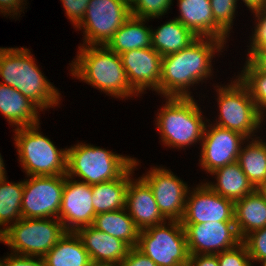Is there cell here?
I'll return each instance as SVG.
<instances>
[{"label":"cell","instance_id":"obj_28","mask_svg":"<svg viewBox=\"0 0 266 266\" xmlns=\"http://www.w3.org/2000/svg\"><path fill=\"white\" fill-rule=\"evenodd\" d=\"M92 226L124 241L130 248L137 246L140 230L125 208L97 214Z\"/></svg>","mask_w":266,"mask_h":266},{"label":"cell","instance_id":"obj_7","mask_svg":"<svg viewBox=\"0 0 266 266\" xmlns=\"http://www.w3.org/2000/svg\"><path fill=\"white\" fill-rule=\"evenodd\" d=\"M66 232L58 218H21L0 235V242L11 253L43 258Z\"/></svg>","mask_w":266,"mask_h":266},{"label":"cell","instance_id":"obj_5","mask_svg":"<svg viewBox=\"0 0 266 266\" xmlns=\"http://www.w3.org/2000/svg\"><path fill=\"white\" fill-rule=\"evenodd\" d=\"M133 162L129 156L78 143L67 148L66 176H78L89 185L99 184L119 178Z\"/></svg>","mask_w":266,"mask_h":266},{"label":"cell","instance_id":"obj_24","mask_svg":"<svg viewBox=\"0 0 266 266\" xmlns=\"http://www.w3.org/2000/svg\"><path fill=\"white\" fill-rule=\"evenodd\" d=\"M210 174L216 176L217 182L215 184L206 182L205 184L215 193L233 202L256 190L238 162L223 166Z\"/></svg>","mask_w":266,"mask_h":266},{"label":"cell","instance_id":"obj_40","mask_svg":"<svg viewBox=\"0 0 266 266\" xmlns=\"http://www.w3.org/2000/svg\"><path fill=\"white\" fill-rule=\"evenodd\" d=\"M188 266H219L216 254L190 255Z\"/></svg>","mask_w":266,"mask_h":266},{"label":"cell","instance_id":"obj_4","mask_svg":"<svg viewBox=\"0 0 266 266\" xmlns=\"http://www.w3.org/2000/svg\"><path fill=\"white\" fill-rule=\"evenodd\" d=\"M158 112L156 127L164 145L183 148L202 141L206 126L199 105L193 97H167Z\"/></svg>","mask_w":266,"mask_h":266},{"label":"cell","instance_id":"obj_26","mask_svg":"<svg viewBox=\"0 0 266 266\" xmlns=\"http://www.w3.org/2000/svg\"><path fill=\"white\" fill-rule=\"evenodd\" d=\"M148 19L131 16L108 41L106 46L117 54L151 47V28L145 26Z\"/></svg>","mask_w":266,"mask_h":266},{"label":"cell","instance_id":"obj_19","mask_svg":"<svg viewBox=\"0 0 266 266\" xmlns=\"http://www.w3.org/2000/svg\"><path fill=\"white\" fill-rule=\"evenodd\" d=\"M75 233L94 264L117 266L130 250L124 241L100 231L92 225L81 227Z\"/></svg>","mask_w":266,"mask_h":266},{"label":"cell","instance_id":"obj_2","mask_svg":"<svg viewBox=\"0 0 266 266\" xmlns=\"http://www.w3.org/2000/svg\"><path fill=\"white\" fill-rule=\"evenodd\" d=\"M78 49L76 60L70 64L72 76L115 98L139 95L128 82L119 54L106 45H82Z\"/></svg>","mask_w":266,"mask_h":266},{"label":"cell","instance_id":"obj_31","mask_svg":"<svg viewBox=\"0 0 266 266\" xmlns=\"http://www.w3.org/2000/svg\"><path fill=\"white\" fill-rule=\"evenodd\" d=\"M238 78L248 88L257 109L264 114L266 112V72L259 70L247 59Z\"/></svg>","mask_w":266,"mask_h":266},{"label":"cell","instance_id":"obj_18","mask_svg":"<svg viewBox=\"0 0 266 266\" xmlns=\"http://www.w3.org/2000/svg\"><path fill=\"white\" fill-rule=\"evenodd\" d=\"M129 181L126 191L125 209L141 231L166 222L159 211L150 186L141 178Z\"/></svg>","mask_w":266,"mask_h":266},{"label":"cell","instance_id":"obj_37","mask_svg":"<svg viewBox=\"0 0 266 266\" xmlns=\"http://www.w3.org/2000/svg\"><path fill=\"white\" fill-rule=\"evenodd\" d=\"M61 2L66 10V15L76 28L84 18L90 0H61Z\"/></svg>","mask_w":266,"mask_h":266},{"label":"cell","instance_id":"obj_32","mask_svg":"<svg viewBox=\"0 0 266 266\" xmlns=\"http://www.w3.org/2000/svg\"><path fill=\"white\" fill-rule=\"evenodd\" d=\"M215 23L229 36L237 0H210Z\"/></svg>","mask_w":266,"mask_h":266},{"label":"cell","instance_id":"obj_34","mask_svg":"<svg viewBox=\"0 0 266 266\" xmlns=\"http://www.w3.org/2000/svg\"><path fill=\"white\" fill-rule=\"evenodd\" d=\"M242 242L247 248L252 263L266 261V226L249 233Z\"/></svg>","mask_w":266,"mask_h":266},{"label":"cell","instance_id":"obj_3","mask_svg":"<svg viewBox=\"0 0 266 266\" xmlns=\"http://www.w3.org/2000/svg\"><path fill=\"white\" fill-rule=\"evenodd\" d=\"M0 76V83L17 89L40 111L60 103L61 94L42 74L27 48H0Z\"/></svg>","mask_w":266,"mask_h":266},{"label":"cell","instance_id":"obj_46","mask_svg":"<svg viewBox=\"0 0 266 266\" xmlns=\"http://www.w3.org/2000/svg\"><path fill=\"white\" fill-rule=\"evenodd\" d=\"M89 266H113V265L91 263Z\"/></svg>","mask_w":266,"mask_h":266},{"label":"cell","instance_id":"obj_49","mask_svg":"<svg viewBox=\"0 0 266 266\" xmlns=\"http://www.w3.org/2000/svg\"><path fill=\"white\" fill-rule=\"evenodd\" d=\"M261 263V266H266V261H262Z\"/></svg>","mask_w":266,"mask_h":266},{"label":"cell","instance_id":"obj_11","mask_svg":"<svg viewBox=\"0 0 266 266\" xmlns=\"http://www.w3.org/2000/svg\"><path fill=\"white\" fill-rule=\"evenodd\" d=\"M27 177L22 194V218H58L65 175Z\"/></svg>","mask_w":266,"mask_h":266},{"label":"cell","instance_id":"obj_47","mask_svg":"<svg viewBox=\"0 0 266 266\" xmlns=\"http://www.w3.org/2000/svg\"><path fill=\"white\" fill-rule=\"evenodd\" d=\"M261 191L266 195V185L261 188Z\"/></svg>","mask_w":266,"mask_h":266},{"label":"cell","instance_id":"obj_14","mask_svg":"<svg viewBox=\"0 0 266 266\" xmlns=\"http://www.w3.org/2000/svg\"><path fill=\"white\" fill-rule=\"evenodd\" d=\"M187 193L181 224L234 222V202L212 191L205 183ZM189 195V196H188Z\"/></svg>","mask_w":266,"mask_h":266},{"label":"cell","instance_id":"obj_23","mask_svg":"<svg viewBox=\"0 0 266 266\" xmlns=\"http://www.w3.org/2000/svg\"><path fill=\"white\" fill-rule=\"evenodd\" d=\"M234 222L243 239L249 233L266 226V195L261 189L234 202Z\"/></svg>","mask_w":266,"mask_h":266},{"label":"cell","instance_id":"obj_48","mask_svg":"<svg viewBox=\"0 0 266 266\" xmlns=\"http://www.w3.org/2000/svg\"><path fill=\"white\" fill-rule=\"evenodd\" d=\"M3 264H4V258L2 260L0 259V266H3Z\"/></svg>","mask_w":266,"mask_h":266},{"label":"cell","instance_id":"obj_27","mask_svg":"<svg viewBox=\"0 0 266 266\" xmlns=\"http://www.w3.org/2000/svg\"><path fill=\"white\" fill-rule=\"evenodd\" d=\"M43 258L46 266H89L92 263L75 232H66Z\"/></svg>","mask_w":266,"mask_h":266},{"label":"cell","instance_id":"obj_22","mask_svg":"<svg viewBox=\"0 0 266 266\" xmlns=\"http://www.w3.org/2000/svg\"><path fill=\"white\" fill-rule=\"evenodd\" d=\"M139 161L134 159L133 164L117 179L91 185L92 203L96 214L116 211L125 208L126 191L132 179L134 169Z\"/></svg>","mask_w":266,"mask_h":266},{"label":"cell","instance_id":"obj_39","mask_svg":"<svg viewBox=\"0 0 266 266\" xmlns=\"http://www.w3.org/2000/svg\"><path fill=\"white\" fill-rule=\"evenodd\" d=\"M3 266H46V264L42 257L39 258L11 253L8 257L4 258Z\"/></svg>","mask_w":266,"mask_h":266},{"label":"cell","instance_id":"obj_1","mask_svg":"<svg viewBox=\"0 0 266 266\" xmlns=\"http://www.w3.org/2000/svg\"><path fill=\"white\" fill-rule=\"evenodd\" d=\"M224 44L220 39L198 37L179 52L163 56L159 93L165 98L192 97L189 87L211 76L212 58Z\"/></svg>","mask_w":266,"mask_h":266},{"label":"cell","instance_id":"obj_29","mask_svg":"<svg viewBox=\"0 0 266 266\" xmlns=\"http://www.w3.org/2000/svg\"><path fill=\"white\" fill-rule=\"evenodd\" d=\"M258 138L247 139L249 144L241 147L237 162L252 185L261 189L266 185V142Z\"/></svg>","mask_w":266,"mask_h":266},{"label":"cell","instance_id":"obj_17","mask_svg":"<svg viewBox=\"0 0 266 266\" xmlns=\"http://www.w3.org/2000/svg\"><path fill=\"white\" fill-rule=\"evenodd\" d=\"M130 86L142 93L149 88L159 94L162 56L154 48H142L120 54Z\"/></svg>","mask_w":266,"mask_h":266},{"label":"cell","instance_id":"obj_16","mask_svg":"<svg viewBox=\"0 0 266 266\" xmlns=\"http://www.w3.org/2000/svg\"><path fill=\"white\" fill-rule=\"evenodd\" d=\"M65 175L58 219L67 232L93 224L97 215L92 203V188L86 182Z\"/></svg>","mask_w":266,"mask_h":266},{"label":"cell","instance_id":"obj_12","mask_svg":"<svg viewBox=\"0 0 266 266\" xmlns=\"http://www.w3.org/2000/svg\"><path fill=\"white\" fill-rule=\"evenodd\" d=\"M246 139V136L237 131L216 126L215 123L213 126L206 124L202 142H199L202 144L199 160L201 167L210 174L237 162L241 145H244Z\"/></svg>","mask_w":266,"mask_h":266},{"label":"cell","instance_id":"obj_20","mask_svg":"<svg viewBox=\"0 0 266 266\" xmlns=\"http://www.w3.org/2000/svg\"><path fill=\"white\" fill-rule=\"evenodd\" d=\"M180 16L176 19L197 37L222 40L229 36L215 23L210 0H178Z\"/></svg>","mask_w":266,"mask_h":266},{"label":"cell","instance_id":"obj_35","mask_svg":"<svg viewBox=\"0 0 266 266\" xmlns=\"http://www.w3.org/2000/svg\"><path fill=\"white\" fill-rule=\"evenodd\" d=\"M219 266H253L247 248L243 242L237 246L217 253Z\"/></svg>","mask_w":266,"mask_h":266},{"label":"cell","instance_id":"obj_30","mask_svg":"<svg viewBox=\"0 0 266 266\" xmlns=\"http://www.w3.org/2000/svg\"><path fill=\"white\" fill-rule=\"evenodd\" d=\"M23 189L24 181L12 183L8 182L6 177L0 178V226L6 227L0 228V235L7 230V225L11 226L22 218Z\"/></svg>","mask_w":266,"mask_h":266},{"label":"cell","instance_id":"obj_6","mask_svg":"<svg viewBox=\"0 0 266 266\" xmlns=\"http://www.w3.org/2000/svg\"><path fill=\"white\" fill-rule=\"evenodd\" d=\"M40 124L15 128L14 143L27 176L66 175L67 148L57 149L39 133Z\"/></svg>","mask_w":266,"mask_h":266},{"label":"cell","instance_id":"obj_43","mask_svg":"<svg viewBox=\"0 0 266 266\" xmlns=\"http://www.w3.org/2000/svg\"><path fill=\"white\" fill-rule=\"evenodd\" d=\"M243 2L252 12L266 6V0H243Z\"/></svg>","mask_w":266,"mask_h":266},{"label":"cell","instance_id":"obj_25","mask_svg":"<svg viewBox=\"0 0 266 266\" xmlns=\"http://www.w3.org/2000/svg\"><path fill=\"white\" fill-rule=\"evenodd\" d=\"M198 37L176 18L151 29V47L163 57L188 47Z\"/></svg>","mask_w":266,"mask_h":266},{"label":"cell","instance_id":"obj_21","mask_svg":"<svg viewBox=\"0 0 266 266\" xmlns=\"http://www.w3.org/2000/svg\"><path fill=\"white\" fill-rule=\"evenodd\" d=\"M38 107L17 89L0 83V112L7 121L18 127L40 124Z\"/></svg>","mask_w":266,"mask_h":266},{"label":"cell","instance_id":"obj_13","mask_svg":"<svg viewBox=\"0 0 266 266\" xmlns=\"http://www.w3.org/2000/svg\"><path fill=\"white\" fill-rule=\"evenodd\" d=\"M152 168L141 178L150 186L159 211L168 221H181L188 185L165 168Z\"/></svg>","mask_w":266,"mask_h":266},{"label":"cell","instance_id":"obj_15","mask_svg":"<svg viewBox=\"0 0 266 266\" xmlns=\"http://www.w3.org/2000/svg\"><path fill=\"white\" fill-rule=\"evenodd\" d=\"M190 255L217 254L242 242L235 222L182 224Z\"/></svg>","mask_w":266,"mask_h":266},{"label":"cell","instance_id":"obj_33","mask_svg":"<svg viewBox=\"0 0 266 266\" xmlns=\"http://www.w3.org/2000/svg\"><path fill=\"white\" fill-rule=\"evenodd\" d=\"M172 0H136L131 6L132 16L153 19L163 16L170 9Z\"/></svg>","mask_w":266,"mask_h":266},{"label":"cell","instance_id":"obj_42","mask_svg":"<svg viewBox=\"0 0 266 266\" xmlns=\"http://www.w3.org/2000/svg\"><path fill=\"white\" fill-rule=\"evenodd\" d=\"M250 61L262 72H266V48L259 50Z\"/></svg>","mask_w":266,"mask_h":266},{"label":"cell","instance_id":"obj_38","mask_svg":"<svg viewBox=\"0 0 266 266\" xmlns=\"http://www.w3.org/2000/svg\"><path fill=\"white\" fill-rule=\"evenodd\" d=\"M117 266H158L151 258L144 255L136 247L130 248L128 254Z\"/></svg>","mask_w":266,"mask_h":266},{"label":"cell","instance_id":"obj_44","mask_svg":"<svg viewBox=\"0 0 266 266\" xmlns=\"http://www.w3.org/2000/svg\"><path fill=\"white\" fill-rule=\"evenodd\" d=\"M5 164H4V162H3V159H2V157H1V154H0V178H4V177H6V171H5V166H4Z\"/></svg>","mask_w":266,"mask_h":266},{"label":"cell","instance_id":"obj_41","mask_svg":"<svg viewBox=\"0 0 266 266\" xmlns=\"http://www.w3.org/2000/svg\"><path fill=\"white\" fill-rule=\"evenodd\" d=\"M25 0H0V12L4 13L5 15L9 14L13 15V17L18 14L20 15L19 12L23 11L22 5H24ZM21 7V8H20ZM20 10V11H19Z\"/></svg>","mask_w":266,"mask_h":266},{"label":"cell","instance_id":"obj_8","mask_svg":"<svg viewBox=\"0 0 266 266\" xmlns=\"http://www.w3.org/2000/svg\"><path fill=\"white\" fill-rule=\"evenodd\" d=\"M216 87L220 111L216 126L237 131L251 139L266 115L257 109L248 88L239 78L228 86Z\"/></svg>","mask_w":266,"mask_h":266},{"label":"cell","instance_id":"obj_36","mask_svg":"<svg viewBox=\"0 0 266 266\" xmlns=\"http://www.w3.org/2000/svg\"><path fill=\"white\" fill-rule=\"evenodd\" d=\"M254 15L257 17V24L255 26V31L253 32L252 38H250V51H248L247 59H251L259 50L266 48V6L262 9L253 11Z\"/></svg>","mask_w":266,"mask_h":266},{"label":"cell","instance_id":"obj_9","mask_svg":"<svg viewBox=\"0 0 266 266\" xmlns=\"http://www.w3.org/2000/svg\"><path fill=\"white\" fill-rule=\"evenodd\" d=\"M164 222L139 232L136 248L158 266H188L190 254L180 221Z\"/></svg>","mask_w":266,"mask_h":266},{"label":"cell","instance_id":"obj_45","mask_svg":"<svg viewBox=\"0 0 266 266\" xmlns=\"http://www.w3.org/2000/svg\"><path fill=\"white\" fill-rule=\"evenodd\" d=\"M130 7L136 2V0H123Z\"/></svg>","mask_w":266,"mask_h":266},{"label":"cell","instance_id":"obj_10","mask_svg":"<svg viewBox=\"0 0 266 266\" xmlns=\"http://www.w3.org/2000/svg\"><path fill=\"white\" fill-rule=\"evenodd\" d=\"M131 16V7L123 0H90L77 26L84 30L83 45H106Z\"/></svg>","mask_w":266,"mask_h":266}]
</instances>
